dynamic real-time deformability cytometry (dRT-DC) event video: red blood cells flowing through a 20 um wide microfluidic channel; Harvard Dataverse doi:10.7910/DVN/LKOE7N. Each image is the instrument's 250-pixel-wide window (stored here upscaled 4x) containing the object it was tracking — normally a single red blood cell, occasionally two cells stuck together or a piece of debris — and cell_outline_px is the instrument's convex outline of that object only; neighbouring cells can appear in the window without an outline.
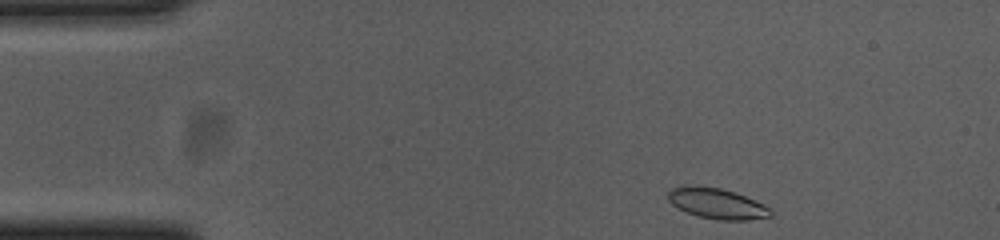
{"species": "common noctule bat (a hibernating species)", "species_latin": "Nyctalus noctula", "temperature_condition": "cold", "stored_images_in_passage": 48, "camera_frame_rate_fps": 3000, "um_per_image_px": 0.085, "animal": {"sex": "female", "body_mass_g": 23.0, "forearm_length_mm": 53.4}, "frame": {"image": 1, "passage_image": 1, "time_ms": 0.0, "image_size_px": [1000, 240], "cell_outline_px": [[772, 216], [748, 220], [720, 220], [700, 216], [688, 212], [672, 204], [668, 200], [668, 192], [672, 188], [688, 184], [720, 188], [744, 196], [764, 204], [772, 212]], "centroid_in_image_um": [60.93, 17.29], "position_along_channel_um": 24.1, "area_um2": 18.03}}
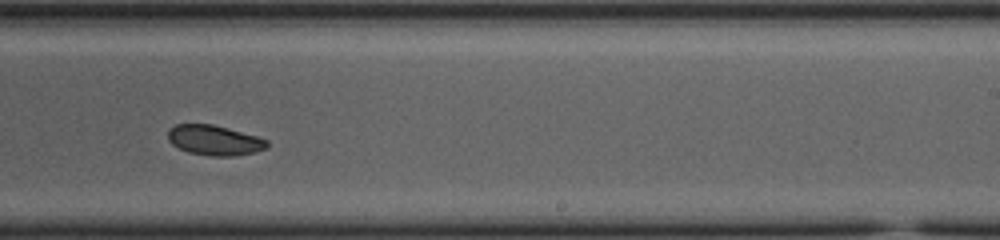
{"frame": {"image": 2, "passage_image": 27, "time_ms": 8.667, "image_size_px": [1000, 240], "cell_outline_px": [[268, 144], [264, 148], [252, 152], [232, 156], [208, 156], [188, 152], [172, 144], [168, 140], [168, 128], [176, 124], [212, 124], [228, 128], [256, 136], [268, 140]], "centroid_in_image_um": [18.17, 11.91], "position_along_channel_um": 270.8, "area_um2": 17.22}}
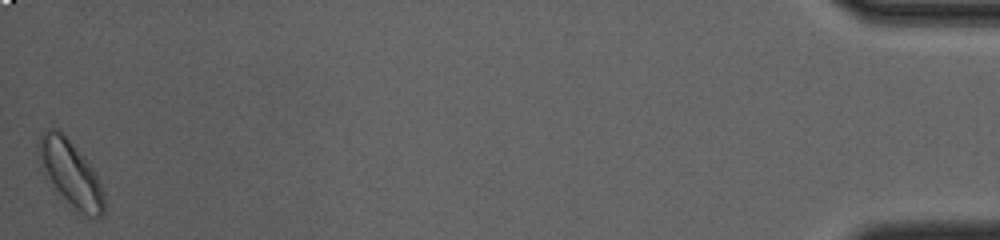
{"frame": {"image": 3, "passage_image": 48, "time_ms": 15.667, "image_size_px": [1000, 240], "cell_outline_px": [[104, 212], [100, 216], [88, 216], [80, 212], [56, 188], [48, 176], [40, 156], [40, 136], [48, 128], [56, 128], [68, 140], [92, 168], [104, 192]], "centroid_in_image_um": [6.06, 14.74], "position_along_channel_um": 429.1, "area_um2": 23.12}, "authors_computed_cell_mechanics": {"area_um2": 18.1203, "velocity_mm_per_s": 3.6626, "shape_relaxation_time_tau1_ms": 6.0181, "shape_relaxation_time_tau2_ms": 2.9439, "deformation_change_tau1": 0.1004, "deformation_change_tau2": 0.0535}}